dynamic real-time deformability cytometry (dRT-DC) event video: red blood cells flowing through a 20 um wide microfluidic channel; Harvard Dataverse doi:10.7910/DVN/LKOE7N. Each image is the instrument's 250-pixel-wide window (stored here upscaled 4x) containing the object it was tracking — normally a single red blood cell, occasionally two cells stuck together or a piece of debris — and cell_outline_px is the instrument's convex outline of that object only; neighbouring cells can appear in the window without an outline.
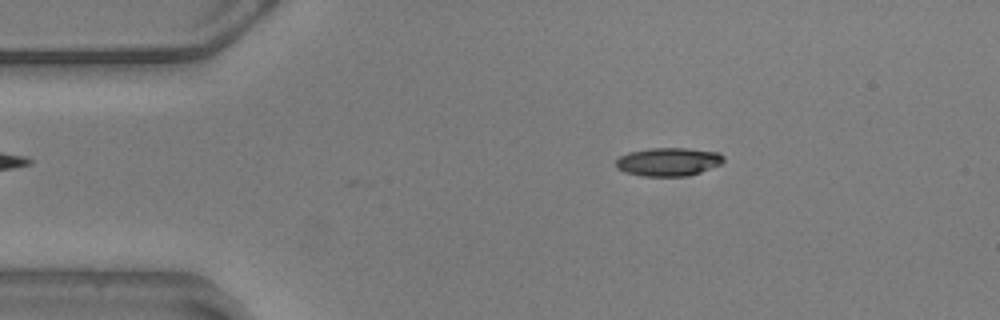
{"species": "common noctule bat (a hibernating species)", "species_latin": "Nyctalus noctula", "temperature_condition": "warm", "stored_images_in_passage": 44, "camera_frame_rate_fps": 3000, "um_per_image_px": 0.085, "animal": {"sex": "male", "body_mass_g": 20.5, "forearm_length_mm": 52.5}, "frame": {"image": 1, "passage_image": 2, "time_ms": 0.333, "image_size_px": [1000, 320], "cell_outline_px": [[724, 160], [720, 164], [700, 172], [688, 176], [640, 176], [624, 172], [616, 168], [616, 160], [620, 156], [628, 152], [652, 148], [688, 148], [720, 152], [724, 156]], "centroid_in_image_um": [56.8, 13.75], "position_along_channel_um": 28.2, "area_um2": 17.92}}
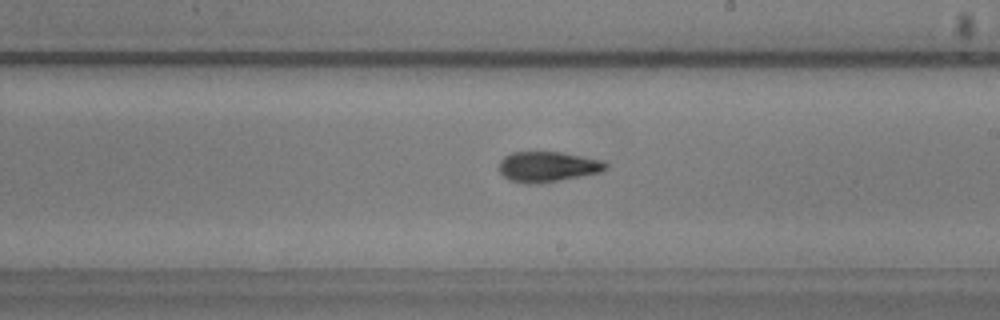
{"frame": {"image": 2, "passage_image": 24, "time_ms": 7.667, "image_size_px": [1000, 320], "cell_outline_px": [[608, 168], [600, 172], [540, 184], [524, 184], [508, 180], [496, 168], [500, 160], [504, 156], [512, 152], [560, 152], [600, 160], [608, 164]], "centroid_in_image_um": [46.48, 14.18], "position_along_channel_um": 242.5, "area_um2": 19.02}}
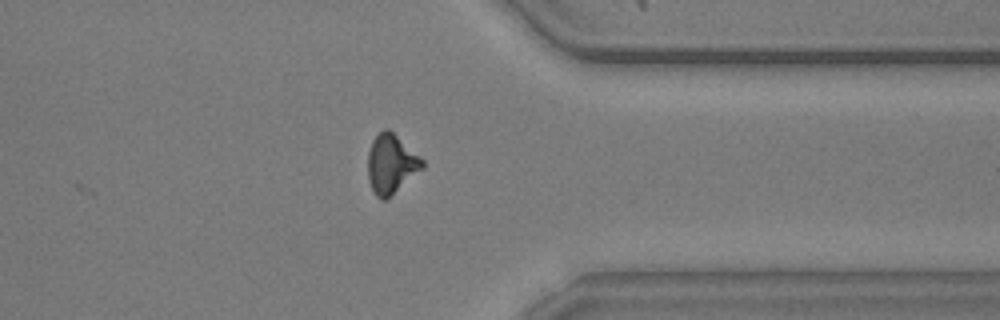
{"frame": {"image": 3, "passage_image": 36, "time_ms": 11.667, "image_size_px": [1000, 320], "cell_outline_px": [[424, 168], [384, 200], [380, 200], [376, 196], [368, 180], [368, 152], [372, 140], [384, 128], [388, 128], [420, 156], [424, 160]], "centroid_in_image_um": [33.24, 13.92], "position_along_channel_um": 378.2, "area_um2": 18.61}, "authors_computed_cell_mechanics": {"area_um2": 18.6116, "velocity_mm_per_s": 3.5916, "shape_relaxation_time_tau1_ms": null, "shape_relaxation_time_tau2_ms": 2.4962, "deformation_change_tau1": null, "deformation_change_tau2": 0.1021}}